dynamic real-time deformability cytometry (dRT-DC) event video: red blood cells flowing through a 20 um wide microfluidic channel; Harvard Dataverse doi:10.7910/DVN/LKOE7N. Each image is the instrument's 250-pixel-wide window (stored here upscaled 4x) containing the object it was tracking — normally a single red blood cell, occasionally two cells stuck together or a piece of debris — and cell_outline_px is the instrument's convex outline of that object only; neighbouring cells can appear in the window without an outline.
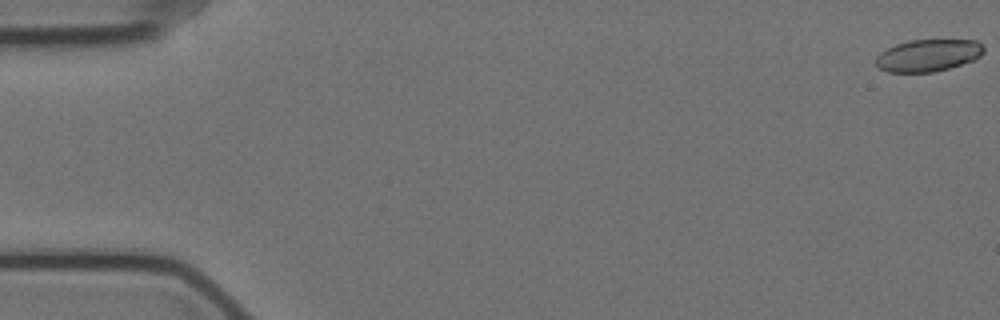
{"species": "Egyptian fruit bat (a non-hibernating species)", "species_latin": "Rousettus aegyptiacus", "temperature_condition": "cold", "stored_images_in_passage": 59, "camera_frame_rate_fps": 3000, "um_per_image_px": 0.085, "animal": {"sex": "female"}, "frame": {"image": 1, "passage_image": 1, "time_ms": 0.0, "image_size_px": [1000, 320], "cell_outline_px": [[984, 52], [980, 56], [972, 60], [948, 68], [932, 72], [888, 72], [880, 68], [876, 64], [876, 56], [880, 52], [896, 44], [908, 40], [976, 40], [984, 48]], "centroid_in_image_um": [78.87, 4.7], "position_along_channel_um": 6.1, "area_um2": 20.0}}
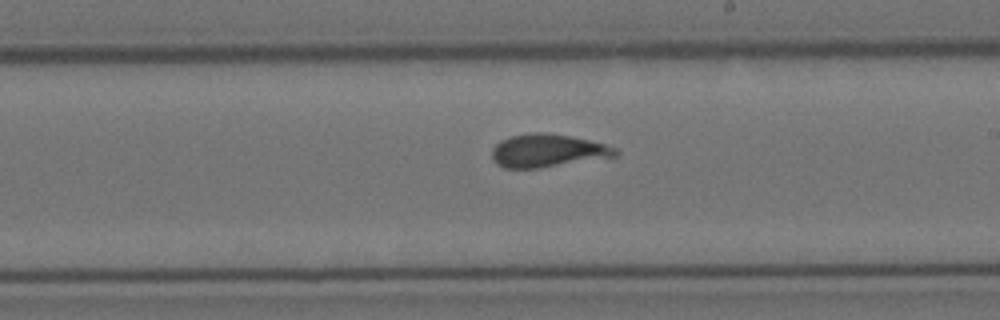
{"frame": {"image": 2, "passage_image": 34, "time_ms": 11.0, "image_size_px": [1000, 320], "cell_outline_px": [[620, 156], [540, 168], [504, 168], [496, 164], [492, 160], [492, 148], [500, 140], [512, 136], [532, 132], [544, 132], [568, 136], [588, 140], [604, 144], [616, 148], [620, 152]], "centroid_in_image_um": [46.55, 12.82], "position_along_channel_um": 242.4, "area_um2": 23.93}}
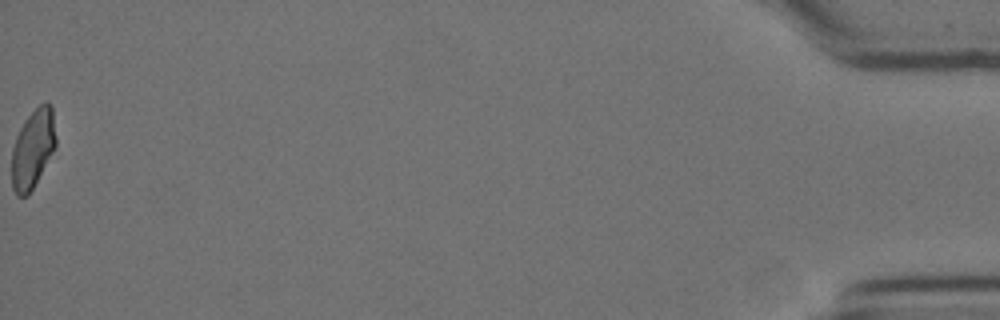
{"frame": {"image": 3, "passage_image": 59, "time_ms": 19.333, "image_size_px": [1000, 320], "cell_outline_px": [[56, 148], [28, 196], [16, 196], [12, 188], [12, 148], [16, 136], [24, 120], [40, 104], [52, 104], [56, 136]], "centroid_in_image_um": [2.8, 12.66], "position_along_channel_um": 432.4, "area_um2": 20.4}, "authors_computed_cell_mechanics": {"area_um2": 22.7154, "velocity_mm_per_s": 3.5025, "shape_relaxation_time_tau1_ms": null, "shape_relaxation_time_tau2_ms": 1.3023, "deformation_change_tau1": null, "deformation_change_tau2": 0.0794}}